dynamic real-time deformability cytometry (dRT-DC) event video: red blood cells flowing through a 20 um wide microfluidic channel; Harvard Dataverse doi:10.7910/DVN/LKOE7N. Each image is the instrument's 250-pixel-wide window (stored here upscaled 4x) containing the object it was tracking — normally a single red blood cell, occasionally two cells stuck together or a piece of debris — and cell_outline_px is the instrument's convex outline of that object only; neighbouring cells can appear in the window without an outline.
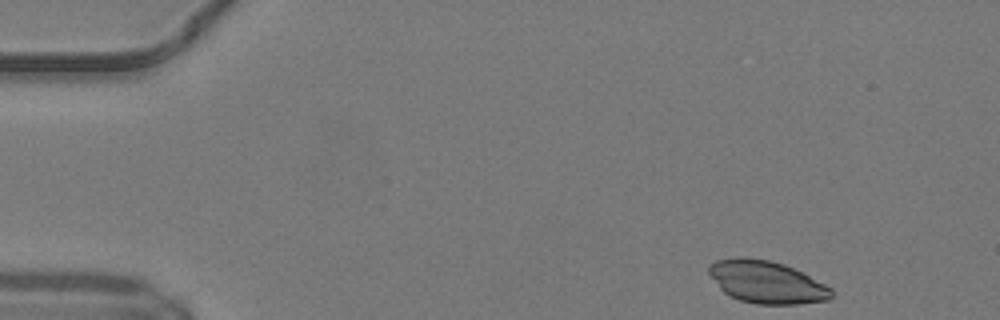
{"species": "common noctule bat (a hibernating species)", "species_latin": "Nyctalus noctula", "temperature_condition": "warm", "stored_images_in_passage": 44, "camera_frame_rate_fps": 3000, "um_per_image_px": 0.085, "animal": {"sex": "male", "body_mass_g": 19.2, "forearm_length_mm": 51.8}, "frame": {"image": 1, "passage_image": 1, "time_ms": 0.0, "image_size_px": [1000, 320], "cell_outline_px": [[832, 296], [828, 300], [796, 304], [756, 304], [740, 300], [724, 292], [720, 288], [708, 272], [708, 264], [716, 260], [740, 256], [744, 256], [768, 260], [784, 264], [832, 288]], "centroid_in_image_um": [65.13, 23.96], "position_along_channel_um": 19.9, "area_um2": 30.06}}